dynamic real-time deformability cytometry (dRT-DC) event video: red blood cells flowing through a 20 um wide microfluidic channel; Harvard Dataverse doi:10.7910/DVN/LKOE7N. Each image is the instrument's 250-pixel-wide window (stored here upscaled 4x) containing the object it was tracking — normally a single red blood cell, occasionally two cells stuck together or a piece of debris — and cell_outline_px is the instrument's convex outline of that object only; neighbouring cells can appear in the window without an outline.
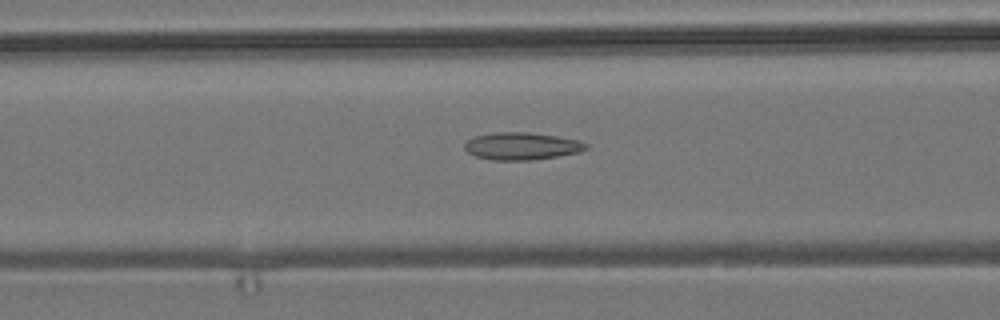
{"species": "common noctule bat (a hibernating species)", "species_latin": "Nyctalus noctula", "temperature_condition": "room temperature", "stored_images_in_passage": 29, "camera_frame_rate_fps": 3000, "um_per_image_px": 0.085, "animal": {"sex": "male", "body_mass_g": 19.2, "forearm_length_mm": 51.8}, "frame": {"image": 1, "passage_image": 5, "time_ms": 1.333, "image_size_px": [1000, 320], "cell_outline_px": [[588, 148], [580, 152], [556, 156], [528, 160], [492, 160], [476, 156], [468, 152], [464, 148], [464, 144], [468, 140], [476, 136], [496, 132], [528, 132], [556, 136], [576, 140], [588, 144]], "centroid_in_image_um": [44.33, 12.42], "position_along_channel_um": 122.3, "area_um2": 19.13}}
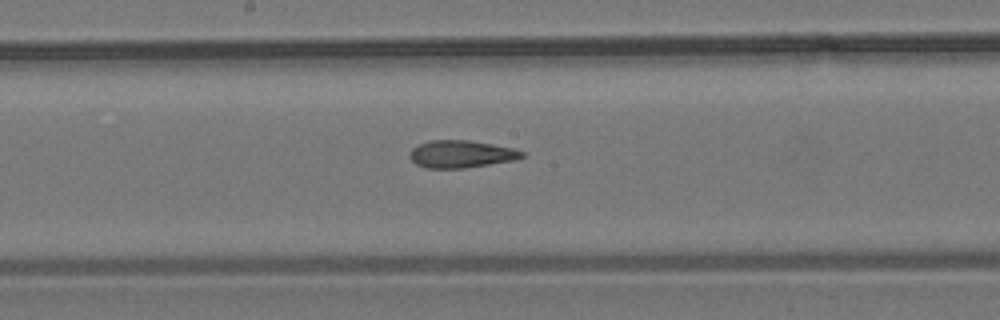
{"frame": {"image": 2, "passage_image": 12, "time_ms": 3.667, "image_size_px": [1000, 320], "cell_outline_px": [[524, 156], [512, 160], [464, 168], [424, 168], [416, 164], [408, 156], [412, 148], [428, 140], [468, 140], [492, 144], [512, 148], [524, 152]], "centroid_in_image_um": [39.14, 13.09], "position_along_channel_um": 209.1, "area_um2": 17.74}}
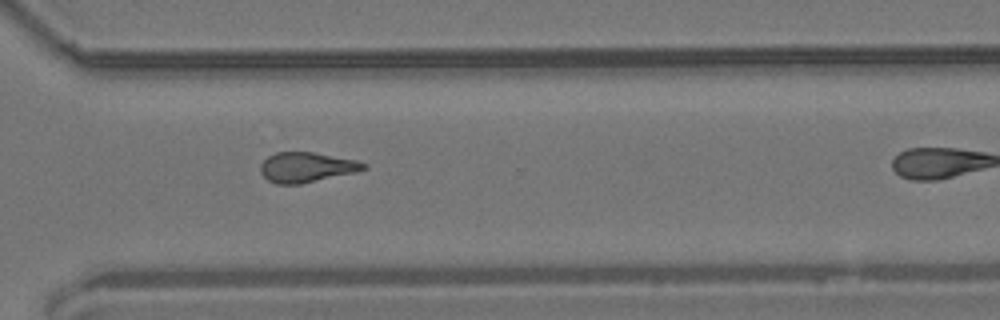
{"frame": {"image": 3, "passage_image": 23, "time_ms": 7.333, "image_size_px": [1000, 320], "cell_outline_px": [[368, 168], [356, 172], [300, 184], [276, 184], [268, 180], [260, 172], [260, 164], [268, 156], [276, 152], [316, 152], [356, 160], [368, 164]], "centroid_in_image_um": [26.06, 14.21], "position_along_channel_um": 344.5, "area_um2": 18.15}, "authors_computed_cell_mechanics": {"area_um2": 18.1492, "velocity_mm_per_s": 3.7129, "shape_relaxation_time_tau1_ms": null, "shape_relaxation_time_tau2_ms": 2.8748, "deformation_change_tau1": null, "deformation_change_tau2": 0.1113}}